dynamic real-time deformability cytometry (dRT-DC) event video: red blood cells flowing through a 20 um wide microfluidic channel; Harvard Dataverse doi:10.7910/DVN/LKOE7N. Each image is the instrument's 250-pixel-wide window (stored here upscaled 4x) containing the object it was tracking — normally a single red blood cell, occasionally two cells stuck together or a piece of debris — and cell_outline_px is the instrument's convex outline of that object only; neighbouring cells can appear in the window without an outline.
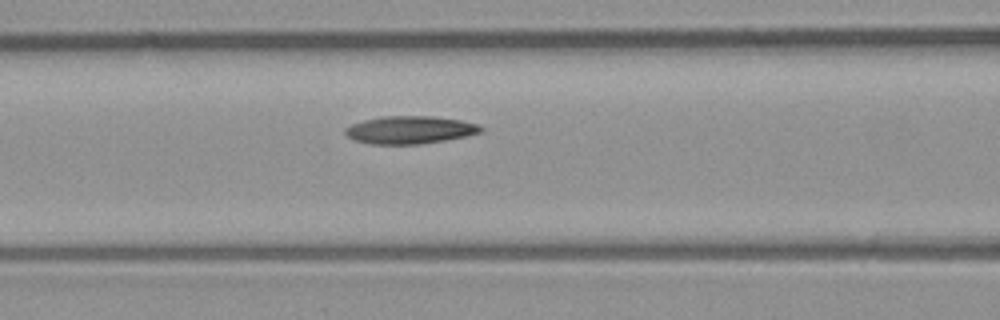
{"species": "common noctule bat (a hibernating species)", "species_latin": "Nyctalus noctula", "temperature_condition": "room temperature", "stored_images_in_passage": 7, "segment_of_instrument_passage": [1, 2], "camera_frame_rate_fps": 3000, "um_per_image_px": 0.085, "animal": {"sex": "male", "body_mass_g": 23.1, "forearm_length_mm": 52.7}, "frame": {"image": 1, "passage_image": 6, "time_ms": 1.667, "image_size_px": [1000, 320], "cell_outline_px": [[484, 132], [468, 136], [420, 144], [368, 144], [352, 140], [344, 132], [344, 128], [352, 124], [364, 120], [380, 116], [432, 116], [460, 120], [476, 124], [484, 128]], "centroid_in_image_um": [34.83, 11.04], "position_along_channel_um": 131.8, "area_um2": 22.08}}